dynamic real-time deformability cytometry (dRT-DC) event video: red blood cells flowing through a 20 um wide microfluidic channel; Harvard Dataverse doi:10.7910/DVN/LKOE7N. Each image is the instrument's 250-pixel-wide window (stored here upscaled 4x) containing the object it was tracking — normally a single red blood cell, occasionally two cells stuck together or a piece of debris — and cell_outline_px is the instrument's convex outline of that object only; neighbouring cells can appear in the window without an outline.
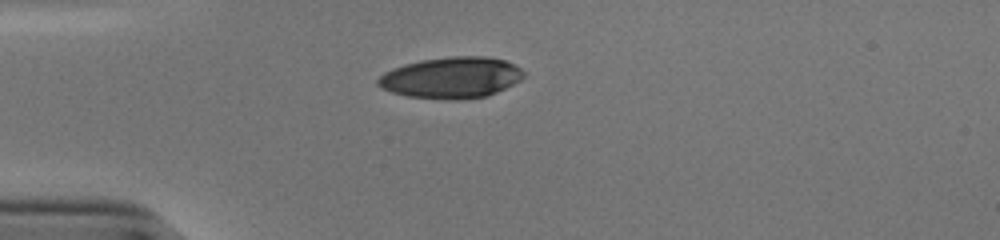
{"species": "human", "species_latin": "Homo sapiens", "temperature_condition": "cold", "stored_images_in_passage": 31, "camera_frame_rate_fps": 3000, "um_per_image_px": 0.085, "donor": {"sex": "male"}, "frame": {"image": 1, "passage_image": 1, "time_ms": 0.0, "image_size_px": [1000, 240], "cell_outline_px": [[524, 76], [520, 80], [488, 96], [460, 100], [456, 100], [408, 96], [392, 92], [376, 84], [376, 80], [384, 72], [392, 68], [404, 64], [420, 60], [452, 56], [484, 56], [504, 60], [520, 68], [524, 72]], "centroid_in_image_um": [38.35, 6.59], "position_along_channel_um": 46.7, "area_um2": 34.85}}
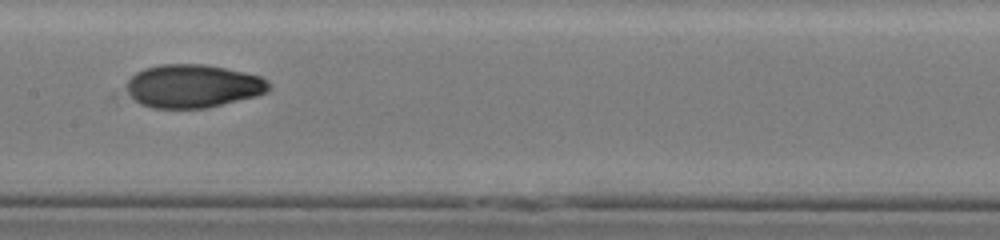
{"frame": {"image": 2, "passage_image": 14, "time_ms": 4.333, "image_size_px": [1000, 240], "cell_outline_px": [[272, 88], [268, 92], [256, 96], [208, 108], [152, 108], [140, 104], [128, 92], [124, 84], [136, 72], [144, 68], [160, 64], [204, 64], [244, 72], [260, 76], [268, 80], [272, 84]], "centroid_in_image_um": [16.43, 7.32], "position_along_channel_um": 191.0, "area_um2": 36.18}}
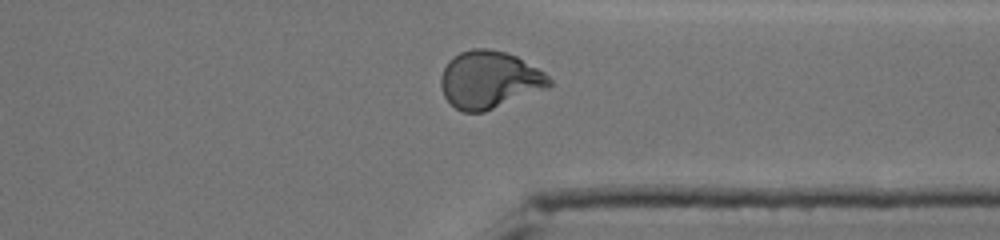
{"frame": {"image": 3, "passage_image": 28, "time_ms": 9.0, "image_size_px": [1000, 240], "cell_outline_px": [[552, 84], [544, 88], [484, 112], [464, 112], [456, 108], [444, 96], [440, 84], [440, 76], [448, 60], [452, 56], [460, 52], [472, 48], [488, 48], [504, 52], [516, 56], [544, 72], [552, 80]], "centroid_in_image_um": [41.54, 6.76], "position_along_channel_um": 369.9, "area_um2": 35.89}, "authors_computed_cell_mechanics": {"area_um2": 35.547, "velocity_mm_per_s": 3.8381, "shape_relaxation_time_tau1_ms": 6.8781, "shape_relaxation_time_tau2_ms": 2.0735, "deformation_change_tau1": 0.2354, "deformation_change_tau2": 0.0456}}